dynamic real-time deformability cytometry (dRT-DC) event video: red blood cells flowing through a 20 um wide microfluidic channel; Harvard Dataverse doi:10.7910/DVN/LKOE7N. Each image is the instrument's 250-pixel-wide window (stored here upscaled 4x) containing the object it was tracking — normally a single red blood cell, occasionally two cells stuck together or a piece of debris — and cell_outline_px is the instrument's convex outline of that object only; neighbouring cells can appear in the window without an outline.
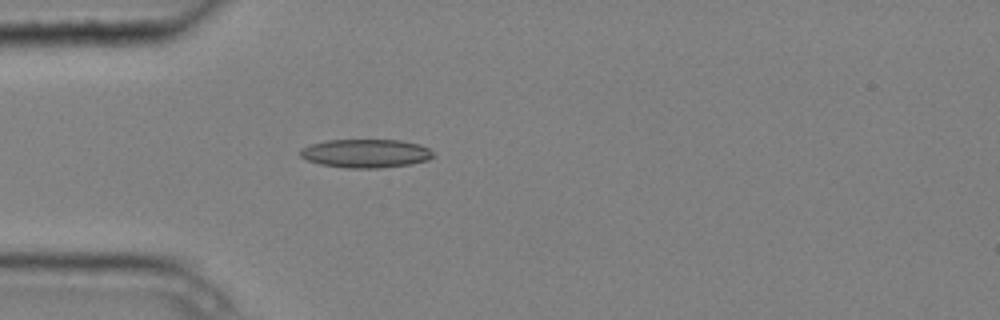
{"species": "common noctule bat (a hibernating species)", "species_latin": "Nyctalus noctula", "temperature_condition": "cold", "stored_images_in_passage": 4, "camera_frame_rate_fps": 3000, "um_per_image_px": 0.085, "animal": {"sex": "male", "body_mass_g": 20.4}, "frame": {"image": 1, "passage_image": 4, "time_ms": 1.0, "image_size_px": [1000, 320], "cell_outline_px": [[436, 156], [428, 160], [412, 164], [380, 168], [344, 168], [320, 164], [308, 160], [300, 156], [300, 148], [312, 144], [328, 140], [400, 140], [420, 144], [428, 148]], "centroid_in_image_um": [31.12, 13.04], "position_along_channel_um": 53.9, "area_um2": 22.25}}